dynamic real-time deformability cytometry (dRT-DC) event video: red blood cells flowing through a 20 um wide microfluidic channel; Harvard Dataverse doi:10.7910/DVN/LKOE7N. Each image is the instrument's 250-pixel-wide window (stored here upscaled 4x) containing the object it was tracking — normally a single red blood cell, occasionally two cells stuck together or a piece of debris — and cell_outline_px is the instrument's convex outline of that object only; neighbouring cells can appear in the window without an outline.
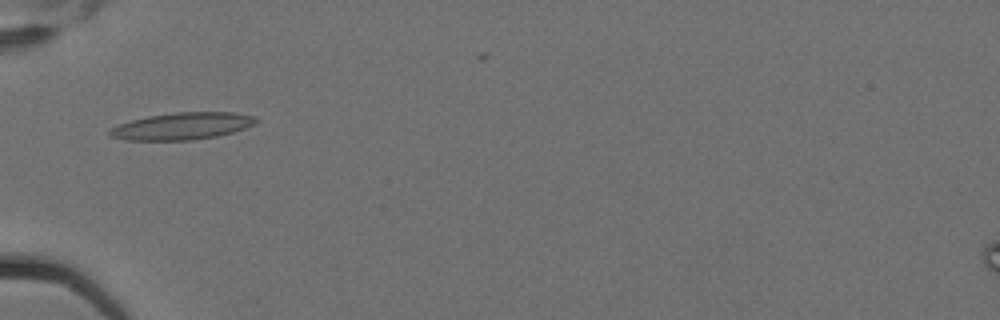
{"species": "Egyptian fruit bat (a non-hibernating species)", "species_latin": "Rousettus aegyptiacus", "temperature_condition": "cold", "stored_images_in_passage": 10, "camera_frame_rate_fps": 3000, "um_per_image_px": 0.085, "animal": {"sex": "female"}, "frame": {"image": 1, "passage_image": 6, "time_ms": 1.667, "image_size_px": [1000, 320], "cell_outline_px": [[260, 120], [244, 128], [232, 132], [216, 136], [192, 140], [124, 140], [112, 136], [108, 132], [112, 128], [120, 124], [132, 120], [148, 116], [176, 112], [232, 112], [256, 116]], "centroid_in_image_um": [15.51, 10.71], "position_along_channel_um": 69.5, "area_um2": 22.83}}
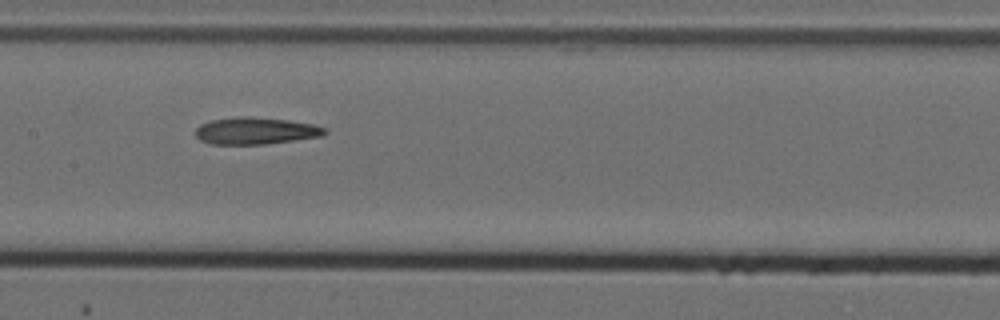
{"frame": {"image": 2, "passage_image": 9, "time_ms": 2.667, "image_size_px": [1000, 320], "cell_outline_px": [[328, 132], [320, 136], [264, 144], [212, 144], [200, 140], [196, 136], [196, 128], [200, 124], [212, 120], [236, 116], [252, 116], [288, 120], [312, 124], [328, 128]], "centroid_in_image_um": [21.72, 11.11], "position_along_channel_um": 185.7, "area_um2": 20.29}}
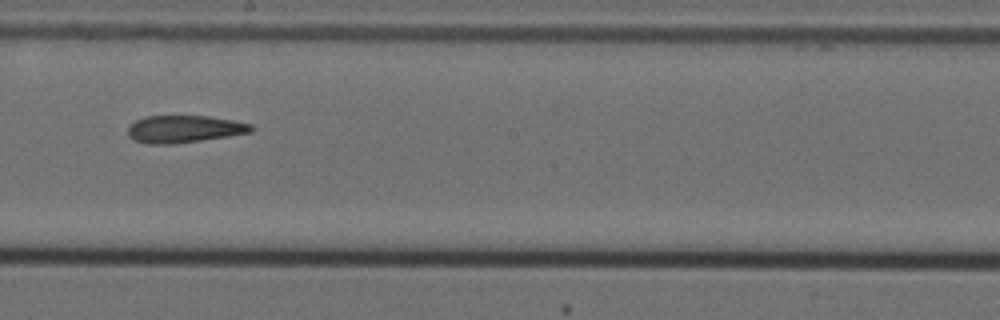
{"frame": {"image": 3, "passage_image": 10, "time_ms": 3.0, "image_size_px": [1000, 320], "cell_outline_px": [[256, 128], [252, 132], [228, 136], [172, 144], [148, 144], [136, 140], [128, 136], [128, 128], [136, 120], [144, 116], [208, 116], [232, 120], [252, 124]], "centroid_in_image_um": [15.68, 10.96], "position_along_channel_um": 232.5, "area_um2": 19.54}}